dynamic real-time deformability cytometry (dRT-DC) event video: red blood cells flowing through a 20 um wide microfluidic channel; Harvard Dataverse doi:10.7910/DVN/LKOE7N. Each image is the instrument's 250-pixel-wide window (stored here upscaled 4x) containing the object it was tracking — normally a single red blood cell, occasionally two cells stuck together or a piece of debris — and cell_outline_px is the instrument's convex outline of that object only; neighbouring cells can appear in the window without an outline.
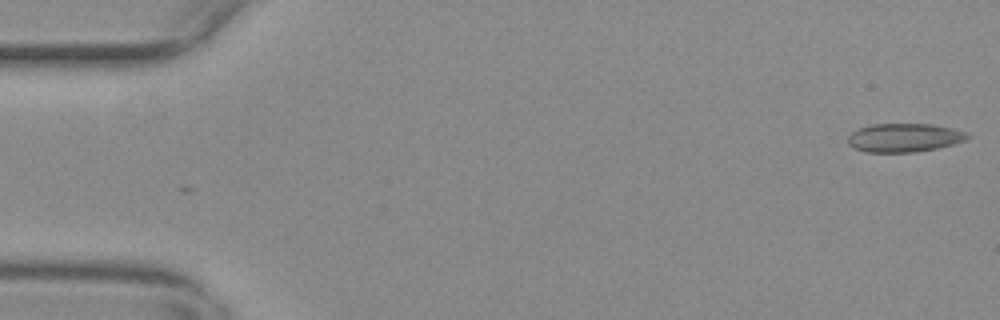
{"species": "common noctule bat (a hibernating species)", "species_latin": "Nyctalus noctula", "temperature_condition": "warm", "stored_images_in_passage": 55, "camera_frame_rate_fps": 3000, "um_per_image_px": 0.085, "animal": {"sex": "female", "body_mass_g": 29.2, "forearm_length_mm": 56.3}, "frame": {"image": 1, "passage_image": 1, "time_ms": 0.0, "image_size_px": [1000, 320], "cell_outline_px": [[972, 136], [964, 140], [952, 144], [936, 148], [912, 152], [868, 152], [856, 148], [848, 144], [848, 136], [852, 132], [860, 128], [872, 124], [932, 124], [952, 128], [964, 132]], "centroid_in_image_um": [76.85, 11.69], "position_along_channel_um": 8.1, "area_um2": 19.65}}
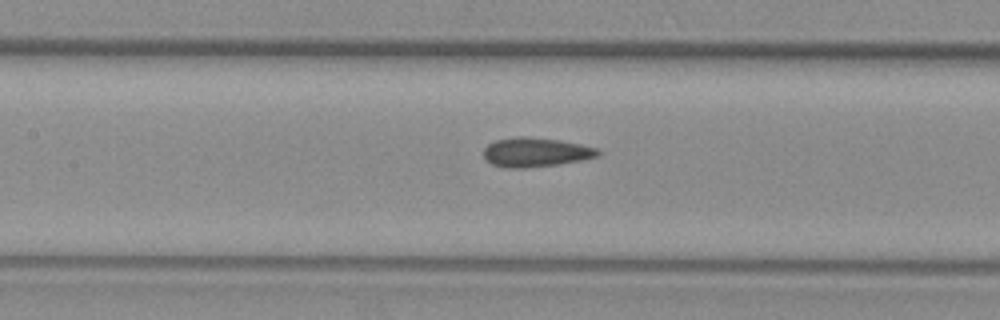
{"frame": {"image": 2, "passage_image": 25, "time_ms": 8.0, "image_size_px": [1000, 320], "cell_outline_px": [[600, 156], [560, 164], [528, 168], [504, 168], [492, 164], [484, 156], [484, 148], [488, 144], [496, 140], [516, 136], [524, 136], [560, 140], [600, 148]], "centroid_in_image_um": [45.55, 12.94], "position_along_channel_um": 161.8, "area_um2": 19.65}}
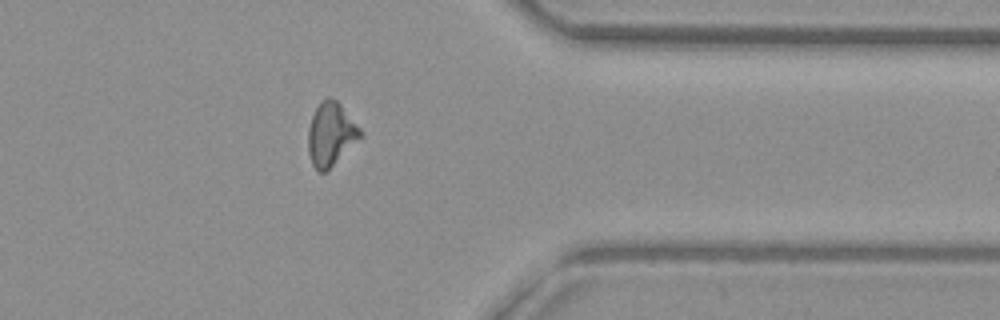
{"frame": {"image": 3, "passage_image": 44, "time_ms": 14.333, "image_size_px": [1000, 320], "cell_outline_px": [[364, 136], [324, 172], [320, 172], [312, 164], [308, 152], [308, 128], [312, 116], [320, 100], [328, 96], [336, 100], [340, 104], [364, 132]], "centroid_in_image_um": [28.14, 11.37], "position_along_channel_um": 383.3, "area_um2": 19.25}, "authors_computed_cell_mechanics": {"area_um2": 19.2474, "velocity_mm_per_s": 3.713, "shape_relaxation_time_tau1_ms": null, "shape_relaxation_time_tau2_ms": 2.9548, "deformation_change_tau1": null, "deformation_change_tau2": 0.1001}}